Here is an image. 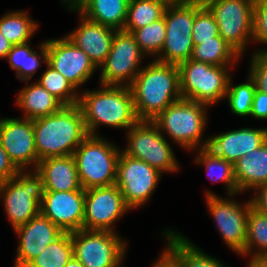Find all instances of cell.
<instances>
[{"label": "cell", "instance_id": "6da1fadb", "mask_svg": "<svg viewBox=\"0 0 267 267\" xmlns=\"http://www.w3.org/2000/svg\"><path fill=\"white\" fill-rule=\"evenodd\" d=\"M100 89L80 90L81 109L88 135L99 136L100 125L128 131L139 119L136 116L130 87L101 85Z\"/></svg>", "mask_w": 267, "mask_h": 267}, {"label": "cell", "instance_id": "7a4b0ae2", "mask_svg": "<svg viewBox=\"0 0 267 267\" xmlns=\"http://www.w3.org/2000/svg\"><path fill=\"white\" fill-rule=\"evenodd\" d=\"M145 66H142L130 88L137 118L152 121L169 105L182 98L179 69L177 65L156 60Z\"/></svg>", "mask_w": 267, "mask_h": 267}, {"label": "cell", "instance_id": "3957f363", "mask_svg": "<svg viewBox=\"0 0 267 267\" xmlns=\"http://www.w3.org/2000/svg\"><path fill=\"white\" fill-rule=\"evenodd\" d=\"M34 139L40 160L72 155L88 136L78 105L64 106L60 111L33 120Z\"/></svg>", "mask_w": 267, "mask_h": 267}, {"label": "cell", "instance_id": "277c9868", "mask_svg": "<svg viewBox=\"0 0 267 267\" xmlns=\"http://www.w3.org/2000/svg\"><path fill=\"white\" fill-rule=\"evenodd\" d=\"M203 103L179 99L169 105L152 121L163 136L169 137L184 150L194 151L207 148L209 137L204 139L207 126V110Z\"/></svg>", "mask_w": 267, "mask_h": 267}, {"label": "cell", "instance_id": "5b68a950", "mask_svg": "<svg viewBox=\"0 0 267 267\" xmlns=\"http://www.w3.org/2000/svg\"><path fill=\"white\" fill-rule=\"evenodd\" d=\"M121 149L101 135H88L72 154L84 190L116 182Z\"/></svg>", "mask_w": 267, "mask_h": 267}, {"label": "cell", "instance_id": "8992f818", "mask_svg": "<svg viewBox=\"0 0 267 267\" xmlns=\"http://www.w3.org/2000/svg\"><path fill=\"white\" fill-rule=\"evenodd\" d=\"M234 67L210 65L191 59L182 62L178 65L181 97L212 107L225 99L231 78L229 70H234Z\"/></svg>", "mask_w": 267, "mask_h": 267}, {"label": "cell", "instance_id": "52a82bcc", "mask_svg": "<svg viewBox=\"0 0 267 267\" xmlns=\"http://www.w3.org/2000/svg\"><path fill=\"white\" fill-rule=\"evenodd\" d=\"M203 6L202 0H188L167 5L163 15L166 26L165 42L156 61L178 66L191 58L194 47L193 22L196 13Z\"/></svg>", "mask_w": 267, "mask_h": 267}, {"label": "cell", "instance_id": "ba28073f", "mask_svg": "<svg viewBox=\"0 0 267 267\" xmlns=\"http://www.w3.org/2000/svg\"><path fill=\"white\" fill-rule=\"evenodd\" d=\"M44 194V181L36 170H20L14 178L0 182V199L13 230L40 213Z\"/></svg>", "mask_w": 267, "mask_h": 267}, {"label": "cell", "instance_id": "9c48e42d", "mask_svg": "<svg viewBox=\"0 0 267 267\" xmlns=\"http://www.w3.org/2000/svg\"><path fill=\"white\" fill-rule=\"evenodd\" d=\"M124 154L144 161L163 173L179 171L178 161L168 139L151 120H139L127 132Z\"/></svg>", "mask_w": 267, "mask_h": 267}, {"label": "cell", "instance_id": "30bf717a", "mask_svg": "<svg viewBox=\"0 0 267 267\" xmlns=\"http://www.w3.org/2000/svg\"><path fill=\"white\" fill-rule=\"evenodd\" d=\"M127 243L117 232L86 229L72 232L73 256L84 267H121Z\"/></svg>", "mask_w": 267, "mask_h": 267}, {"label": "cell", "instance_id": "8fae6325", "mask_svg": "<svg viewBox=\"0 0 267 267\" xmlns=\"http://www.w3.org/2000/svg\"><path fill=\"white\" fill-rule=\"evenodd\" d=\"M214 15L219 35L242 57L252 43L254 0H202Z\"/></svg>", "mask_w": 267, "mask_h": 267}, {"label": "cell", "instance_id": "7c38bea8", "mask_svg": "<svg viewBox=\"0 0 267 267\" xmlns=\"http://www.w3.org/2000/svg\"><path fill=\"white\" fill-rule=\"evenodd\" d=\"M234 196L236 195L222 198L208 190L205 193V202L224 243L234 253L244 257L247 217L251 200L240 203L233 198Z\"/></svg>", "mask_w": 267, "mask_h": 267}, {"label": "cell", "instance_id": "4fadbf2b", "mask_svg": "<svg viewBox=\"0 0 267 267\" xmlns=\"http://www.w3.org/2000/svg\"><path fill=\"white\" fill-rule=\"evenodd\" d=\"M145 57L132 33L116 30L110 52L100 67L99 84L130 87Z\"/></svg>", "mask_w": 267, "mask_h": 267}, {"label": "cell", "instance_id": "5bb4252c", "mask_svg": "<svg viewBox=\"0 0 267 267\" xmlns=\"http://www.w3.org/2000/svg\"><path fill=\"white\" fill-rule=\"evenodd\" d=\"M162 175L144 161L128 156L121 151L117 162L115 184L132 211L151 199Z\"/></svg>", "mask_w": 267, "mask_h": 267}, {"label": "cell", "instance_id": "9a60e30c", "mask_svg": "<svg viewBox=\"0 0 267 267\" xmlns=\"http://www.w3.org/2000/svg\"><path fill=\"white\" fill-rule=\"evenodd\" d=\"M130 210L116 184L86 189L83 229L117 232L116 221Z\"/></svg>", "mask_w": 267, "mask_h": 267}, {"label": "cell", "instance_id": "2e32d148", "mask_svg": "<svg viewBox=\"0 0 267 267\" xmlns=\"http://www.w3.org/2000/svg\"><path fill=\"white\" fill-rule=\"evenodd\" d=\"M0 145L19 170H36L38 154L33 120L0 117Z\"/></svg>", "mask_w": 267, "mask_h": 267}, {"label": "cell", "instance_id": "e0dca14e", "mask_svg": "<svg viewBox=\"0 0 267 267\" xmlns=\"http://www.w3.org/2000/svg\"><path fill=\"white\" fill-rule=\"evenodd\" d=\"M47 63L79 91L97 69L88 55L66 36L47 40Z\"/></svg>", "mask_w": 267, "mask_h": 267}, {"label": "cell", "instance_id": "ac0fdd59", "mask_svg": "<svg viewBox=\"0 0 267 267\" xmlns=\"http://www.w3.org/2000/svg\"><path fill=\"white\" fill-rule=\"evenodd\" d=\"M85 190L45 191L40 212L63 232L83 229Z\"/></svg>", "mask_w": 267, "mask_h": 267}, {"label": "cell", "instance_id": "d6986e66", "mask_svg": "<svg viewBox=\"0 0 267 267\" xmlns=\"http://www.w3.org/2000/svg\"><path fill=\"white\" fill-rule=\"evenodd\" d=\"M18 247L13 267H25L64 232L41 212L14 229Z\"/></svg>", "mask_w": 267, "mask_h": 267}, {"label": "cell", "instance_id": "ffe728a7", "mask_svg": "<svg viewBox=\"0 0 267 267\" xmlns=\"http://www.w3.org/2000/svg\"><path fill=\"white\" fill-rule=\"evenodd\" d=\"M69 11L79 15L80 23L72 32L65 35L76 47L83 50L97 69L105 62L116 29L94 22L82 15L72 4H64Z\"/></svg>", "mask_w": 267, "mask_h": 267}, {"label": "cell", "instance_id": "44dd1931", "mask_svg": "<svg viewBox=\"0 0 267 267\" xmlns=\"http://www.w3.org/2000/svg\"><path fill=\"white\" fill-rule=\"evenodd\" d=\"M267 141V128H239L209 137L208 149L234 164Z\"/></svg>", "mask_w": 267, "mask_h": 267}, {"label": "cell", "instance_id": "7402d4cb", "mask_svg": "<svg viewBox=\"0 0 267 267\" xmlns=\"http://www.w3.org/2000/svg\"><path fill=\"white\" fill-rule=\"evenodd\" d=\"M36 171L43 178L45 191L84 190L72 155L42 159Z\"/></svg>", "mask_w": 267, "mask_h": 267}, {"label": "cell", "instance_id": "603a6c76", "mask_svg": "<svg viewBox=\"0 0 267 267\" xmlns=\"http://www.w3.org/2000/svg\"><path fill=\"white\" fill-rule=\"evenodd\" d=\"M165 249H163L179 267H227L220 259L207 254L191 242L183 233L173 229L163 232Z\"/></svg>", "mask_w": 267, "mask_h": 267}, {"label": "cell", "instance_id": "cb8c5ba5", "mask_svg": "<svg viewBox=\"0 0 267 267\" xmlns=\"http://www.w3.org/2000/svg\"><path fill=\"white\" fill-rule=\"evenodd\" d=\"M234 178L241 193L267 183V141L259 148L238 159L234 164Z\"/></svg>", "mask_w": 267, "mask_h": 267}, {"label": "cell", "instance_id": "d4e9b609", "mask_svg": "<svg viewBox=\"0 0 267 267\" xmlns=\"http://www.w3.org/2000/svg\"><path fill=\"white\" fill-rule=\"evenodd\" d=\"M129 0H75L72 5L91 21L123 30Z\"/></svg>", "mask_w": 267, "mask_h": 267}, {"label": "cell", "instance_id": "484cf974", "mask_svg": "<svg viewBox=\"0 0 267 267\" xmlns=\"http://www.w3.org/2000/svg\"><path fill=\"white\" fill-rule=\"evenodd\" d=\"M16 105L23 111L22 118L34 120L57 113L65 105L36 80L23 86L16 96Z\"/></svg>", "mask_w": 267, "mask_h": 267}, {"label": "cell", "instance_id": "4316f807", "mask_svg": "<svg viewBox=\"0 0 267 267\" xmlns=\"http://www.w3.org/2000/svg\"><path fill=\"white\" fill-rule=\"evenodd\" d=\"M30 46L31 41L13 45L6 57L11 69L15 70L17 79L22 82L31 81L40 63H47V40L37 45L39 53Z\"/></svg>", "mask_w": 267, "mask_h": 267}, {"label": "cell", "instance_id": "83f0119b", "mask_svg": "<svg viewBox=\"0 0 267 267\" xmlns=\"http://www.w3.org/2000/svg\"><path fill=\"white\" fill-rule=\"evenodd\" d=\"M194 151L195 153L197 152L194 160L195 164L205 166L207 177H210L212 184L223 182L227 196L240 194L235 182L234 167L231 162L216 156L208 148H201Z\"/></svg>", "mask_w": 267, "mask_h": 267}, {"label": "cell", "instance_id": "f1b7e54d", "mask_svg": "<svg viewBox=\"0 0 267 267\" xmlns=\"http://www.w3.org/2000/svg\"><path fill=\"white\" fill-rule=\"evenodd\" d=\"M242 57L220 36L194 45L191 60L217 66H236Z\"/></svg>", "mask_w": 267, "mask_h": 267}, {"label": "cell", "instance_id": "f546056e", "mask_svg": "<svg viewBox=\"0 0 267 267\" xmlns=\"http://www.w3.org/2000/svg\"><path fill=\"white\" fill-rule=\"evenodd\" d=\"M28 11L17 10L0 17V32L13 45L30 42L39 24L29 16Z\"/></svg>", "mask_w": 267, "mask_h": 267}, {"label": "cell", "instance_id": "4dcf8cb0", "mask_svg": "<svg viewBox=\"0 0 267 267\" xmlns=\"http://www.w3.org/2000/svg\"><path fill=\"white\" fill-rule=\"evenodd\" d=\"M169 3L166 0H129L123 30L132 33L162 18Z\"/></svg>", "mask_w": 267, "mask_h": 267}, {"label": "cell", "instance_id": "1f68e13d", "mask_svg": "<svg viewBox=\"0 0 267 267\" xmlns=\"http://www.w3.org/2000/svg\"><path fill=\"white\" fill-rule=\"evenodd\" d=\"M246 227L245 256L267 258V214L251 206Z\"/></svg>", "mask_w": 267, "mask_h": 267}, {"label": "cell", "instance_id": "d6a6232c", "mask_svg": "<svg viewBox=\"0 0 267 267\" xmlns=\"http://www.w3.org/2000/svg\"><path fill=\"white\" fill-rule=\"evenodd\" d=\"M72 256V233L64 232L25 267H65Z\"/></svg>", "mask_w": 267, "mask_h": 267}, {"label": "cell", "instance_id": "836d02e7", "mask_svg": "<svg viewBox=\"0 0 267 267\" xmlns=\"http://www.w3.org/2000/svg\"><path fill=\"white\" fill-rule=\"evenodd\" d=\"M37 82L58 98L65 106L78 105L80 91L48 63Z\"/></svg>", "mask_w": 267, "mask_h": 267}, {"label": "cell", "instance_id": "e575fe53", "mask_svg": "<svg viewBox=\"0 0 267 267\" xmlns=\"http://www.w3.org/2000/svg\"><path fill=\"white\" fill-rule=\"evenodd\" d=\"M165 33L166 26L164 16L132 32L141 52L145 56H153V60H155L162 51L165 42Z\"/></svg>", "mask_w": 267, "mask_h": 267}, {"label": "cell", "instance_id": "d590c367", "mask_svg": "<svg viewBox=\"0 0 267 267\" xmlns=\"http://www.w3.org/2000/svg\"><path fill=\"white\" fill-rule=\"evenodd\" d=\"M247 76V81L241 84L232 83L231 77L225 97L228 100L231 113L241 117L250 116L254 92L256 90L254 80L249 74Z\"/></svg>", "mask_w": 267, "mask_h": 267}, {"label": "cell", "instance_id": "8d00e7d4", "mask_svg": "<svg viewBox=\"0 0 267 267\" xmlns=\"http://www.w3.org/2000/svg\"><path fill=\"white\" fill-rule=\"evenodd\" d=\"M219 35L218 25L214 15L204 5L195 15L192 27V38L194 45L201 41L212 40Z\"/></svg>", "mask_w": 267, "mask_h": 267}, {"label": "cell", "instance_id": "74e56055", "mask_svg": "<svg viewBox=\"0 0 267 267\" xmlns=\"http://www.w3.org/2000/svg\"><path fill=\"white\" fill-rule=\"evenodd\" d=\"M252 42L267 45V0H254L252 21ZM265 49L256 50L255 54L267 53Z\"/></svg>", "mask_w": 267, "mask_h": 267}, {"label": "cell", "instance_id": "f35d334b", "mask_svg": "<svg viewBox=\"0 0 267 267\" xmlns=\"http://www.w3.org/2000/svg\"><path fill=\"white\" fill-rule=\"evenodd\" d=\"M249 76L254 80L256 89L267 93V53L251 55Z\"/></svg>", "mask_w": 267, "mask_h": 267}, {"label": "cell", "instance_id": "ab89813d", "mask_svg": "<svg viewBox=\"0 0 267 267\" xmlns=\"http://www.w3.org/2000/svg\"><path fill=\"white\" fill-rule=\"evenodd\" d=\"M250 116L259 120L267 119V93L255 90Z\"/></svg>", "mask_w": 267, "mask_h": 267}, {"label": "cell", "instance_id": "60d3db41", "mask_svg": "<svg viewBox=\"0 0 267 267\" xmlns=\"http://www.w3.org/2000/svg\"><path fill=\"white\" fill-rule=\"evenodd\" d=\"M19 171L0 145V182L14 178Z\"/></svg>", "mask_w": 267, "mask_h": 267}, {"label": "cell", "instance_id": "b9f144b4", "mask_svg": "<svg viewBox=\"0 0 267 267\" xmlns=\"http://www.w3.org/2000/svg\"><path fill=\"white\" fill-rule=\"evenodd\" d=\"M252 192L253 196L250 198L251 206L267 214V183L258 186Z\"/></svg>", "mask_w": 267, "mask_h": 267}, {"label": "cell", "instance_id": "7bdbcfd3", "mask_svg": "<svg viewBox=\"0 0 267 267\" xmlns=\"http://www.w3.org/2000/svg\"><path fill=\"white\" fill-rule=\"evenodd\" d=\"M152 267H179V265L163 250L160 258L152 264Z\"/></svg>", "mask_w": 267, "mask_h": 267}, {"label": "cell", "instance_id": "ee69618b", "mask_svg": "<svg viewBox=\"0 0 267 267\" xmlns=\"http://www.w3.org/2000/svg\"><path fill=\"white\" fill-rule=\"evenodd\" d=\"M13 44L8 41L0 32V59H5Z\"/></svg>", "mask_w": 267, "mask_h": 267}, {"label": "cell", "instance_id": "f6af8a7d", "mask_svg": "<svg viewBox=\"0 0 267 267\" xmlns=\"http://www.w3.org/2000/svg\"><path fill=\"white\" fill-rule=\"evenodd\" d=\"M247 267H267V258H250Z\"/></svg>", "mask_w": 267, "mask_h": 267}, {"label": "cell", "instance_id": "bcb514c9", "mask_svg": "<svg viewBox=\"0 0 267 267\" xmlns=\"http://www.w3.org/2000/svg\"><path fill=\"white\" fill-rule=\"evenodd\" d=\"M65 267H84V266L78 259L72 256Z\"/></svg>", "mask_w": 267, "mask_h": 267}, {"label": "cell", "instance_id": "7dc6e473", "mask_svg": "<svg viewBox=\"0 0 267 267\" xmlns=\"http://www.w3.org/2000/svg\"><path fill=\"white\" fill-rule=\"evenodd\" d=\"M75 0H61L62 5L63 4H72Z\"/></svg>", "mask_w": 267, "mask_h": 267}, {"label": "cell", "instance_id": "c3c4849f", "mask_svg": "<svg viewBox=\"0 0 267 267\" xmlns=\"http://www.w3.org/2000/svg\"><path fill=\"white\" fill-rule=\"evenodd\" d=\"M168 3H179V2H184L188 0H166Z\"/></svg>", "mask_w": 267, "mask_h": 267}]
</instances>
